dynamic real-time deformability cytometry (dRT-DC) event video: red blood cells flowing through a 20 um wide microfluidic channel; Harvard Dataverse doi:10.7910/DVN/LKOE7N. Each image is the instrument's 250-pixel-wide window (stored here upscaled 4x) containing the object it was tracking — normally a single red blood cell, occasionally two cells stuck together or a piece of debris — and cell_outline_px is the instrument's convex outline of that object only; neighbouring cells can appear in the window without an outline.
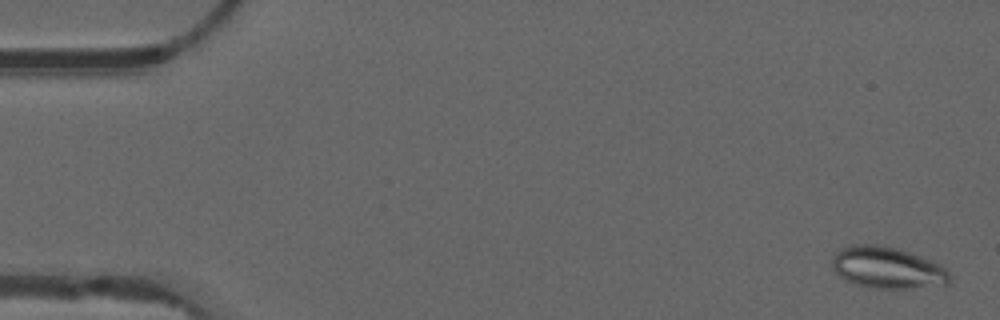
{"species": "common noctule bat (a hibernating species)", "species_latin": "Nyctalus noctula", "temperature_condition": "warm", "stored_images_in_passage": 11, "camera_frame_rate_fps": 3000, "um_per_image_px": 0.085, "animal": {"sex": "male", "forearm_length_mm": 52.5}, "frame": {"image": 1, "passage_image": 2, "time_ms": 0.333, "image_size_px": [1000, 320], "cell_outline_px": [[948, 284], [904, 288], [872, 288], [856, 284], [844, 280], [832, 268], [832, 256], [840, 248], [852, 244], [876, 244], [896, 248], [908, 252], [940, 264], [948, 272]], "centroid_in_image_um": [75.34, 22.74], "position_along_channel_um": 9.7, "area_um2": 28.21}}